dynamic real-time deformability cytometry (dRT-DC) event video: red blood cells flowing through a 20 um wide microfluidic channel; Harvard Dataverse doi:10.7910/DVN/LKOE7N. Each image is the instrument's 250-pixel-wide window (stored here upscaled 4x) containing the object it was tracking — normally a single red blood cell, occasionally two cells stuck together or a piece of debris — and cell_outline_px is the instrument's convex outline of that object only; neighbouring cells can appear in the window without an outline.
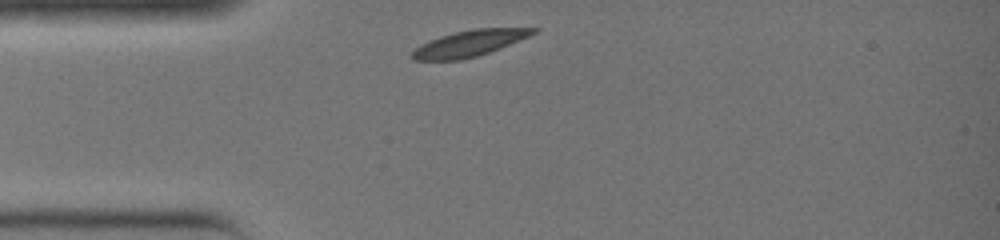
{"species": "common noctule bat (a hibernating species)", "species_latin": "Nyctalus noctula", "temperature_condition": "warm", "stored_images_in_passage": 23, "camera_frame_rate_fps": 3000, "um_per_image_px": 0.085, "animal": {"sex": "female", "body_mass_g": 19.0, "forearm_length_mm": 51.5}, "frame": {"image": 1, "passage_image": 1, "time_ms": 0.0, "image_size_px": [1000, 240], "cell_outline_px": [[540, 28], [536, 32], [528, 36], [500, 48], [476, 56], [460, 60], [412, 60], [408, 56], [420, 44], [440, 36], [452, 32], [472, 28]], "centroid_in_image_um": [39.83, 3.68], "position_along_channel_um": 45.2, "area_um2": 18.38}}
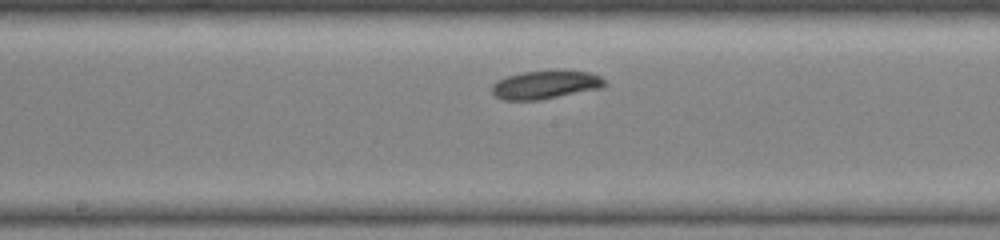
{"frame": {"image": 2, "passage_image": 11, "time_ms": 3.333, "image_size_px": [1000, 240], "cell_outline_px": [[608, 84], [604, 88], [540, 100], [500, 100], [492, 92], [492, 84], [496, 80], [520, 72], [588, 72], [600, 76]], "centroid_in_image_um": [46.36, 7.24], "position_along_channel_um": 201.8, "area_um2": 18.44}}
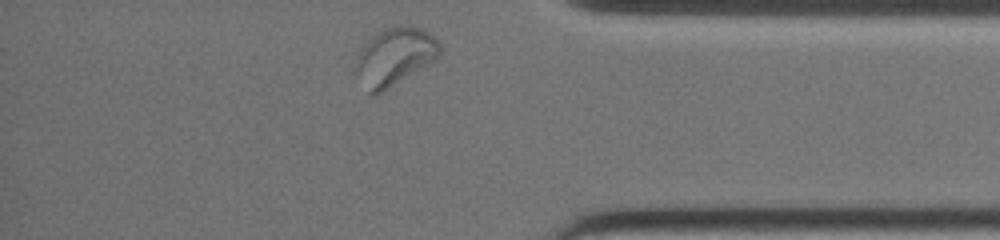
{"frame": {"image": 3, "passage_image": 23, "time_ms": 7.333, "image_size_px": [1000, 240], "cell_outline_px": [[440, 56], [436, 60], [376, 96], [372, 96], [368, 92], [352, 68], [364, 44], [376, 32], [392, 24], [408, 24], [420, 28], [428, 32], [440, 44]], "centroid_in_image_um": [33.53, 4.8], "position_along_channel_um": 401.7, "area_um2": 28.78}}